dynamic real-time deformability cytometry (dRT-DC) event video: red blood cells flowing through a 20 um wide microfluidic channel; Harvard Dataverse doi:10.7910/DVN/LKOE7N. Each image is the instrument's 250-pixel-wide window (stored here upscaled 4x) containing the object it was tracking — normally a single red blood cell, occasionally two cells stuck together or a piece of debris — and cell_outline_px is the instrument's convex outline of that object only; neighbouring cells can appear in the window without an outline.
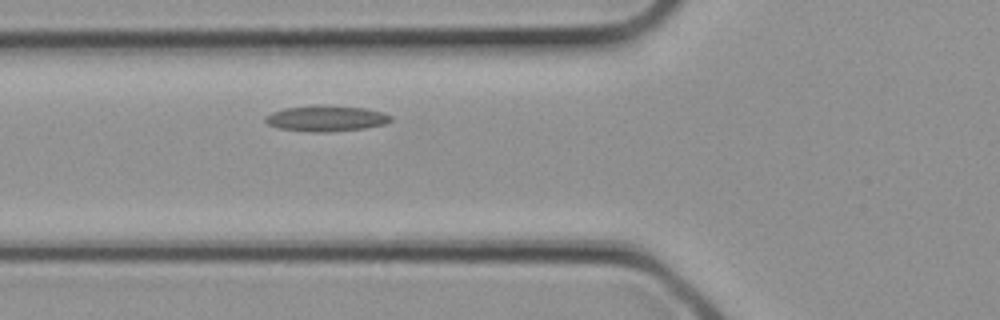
{"species": "common noctule bat (a hibernating species)", "species_latin": "Nyctalus noctula", "temperature_condition": "cold", "stored_images_in_passage": 3, "camera_frame_rate_fps": 3000, "um_per_image_px": 0.085, "animal": {"sex": "female", "body_mass_g": 21.9}, "frame": {"image": 1, "passage_image": 3, "time_ms": 0.667, "image_size_px": [1000, 320], "cell_outline_px": [[392, 120], [384, 124], [364, 128], [328, 132], [308, 132], [280, 128], [268, 124], [264, 120], [264, 116], [272, 112], [284, 108], [364, 108], [384, 112], [392, 116]], "centroid_in_image_um": [27.73, 10.12], "position_along_channel_um": 98.1, "area_um2": 17.86}}